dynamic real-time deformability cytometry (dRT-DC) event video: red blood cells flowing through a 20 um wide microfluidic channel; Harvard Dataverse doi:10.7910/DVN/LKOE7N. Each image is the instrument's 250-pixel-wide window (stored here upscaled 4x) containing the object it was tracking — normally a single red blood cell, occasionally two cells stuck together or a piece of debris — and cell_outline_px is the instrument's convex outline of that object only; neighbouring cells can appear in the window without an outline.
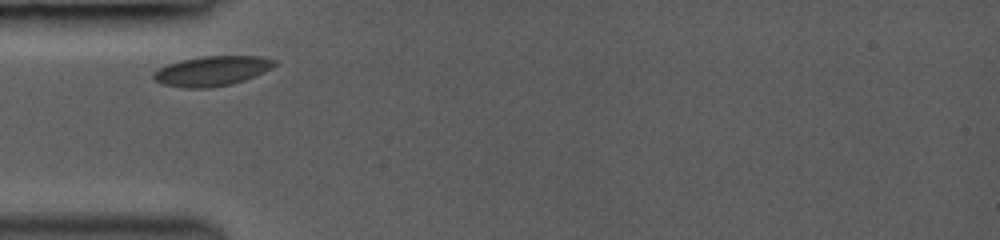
{"species": "common noctule bat (a hibernating species)", "species_latin": "Nyctalus noctula", "temperature_condition": "room temperature", "stored_images_in_passage": 5, "camera_frame_rate_fps": 3000, "um_per_image_px": 0.085, "animal": {"sex": "female", "body_mass_g": 19.0, "forearm_length_mm": 53.3}, "frame": {"image": 1, "passage_image": 1, "time_ms": 0.0, "image_size_px": [1000, 240], "cell_outline_px": [[276, 64], [264, 72], [244, 80], [232, 84], [212, 88], [180, 88], [164, 84], [156, 80], [152, 76], [152, 72], [156, 68], [180, 60], [204, 56], [260, 56], [276, 60]], "centroid_in_image_um": [17.98, 6.04], "position_along_channel_um": 67.0, "area_um2": 21.15}}
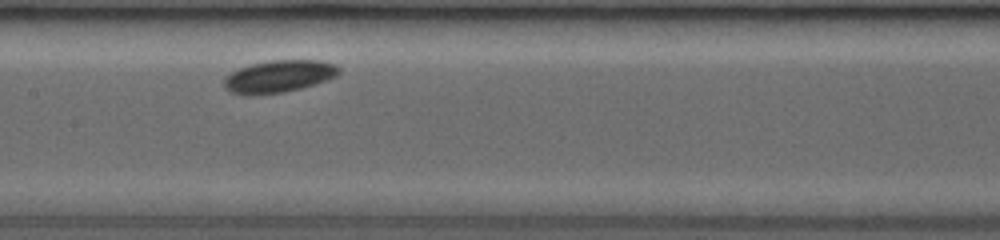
{"frame": {"image": 2, "passage_image": 4, "time_ms": 3.0, "image_size_px": [1000, 240], "cell_outline_px": [[340, 72], [336, 76], [328, 80], [316, 84], [284, 92], [232, 92], [224, 88], [224, 76], [240, 68], [252, 64], [268, 60], [324, 60], [336, 64], [340, 68]], "centroid_in_image_um": [23.8, 6.44], "position_along_channel_um": 183.6, "area_um2": 21.1}}
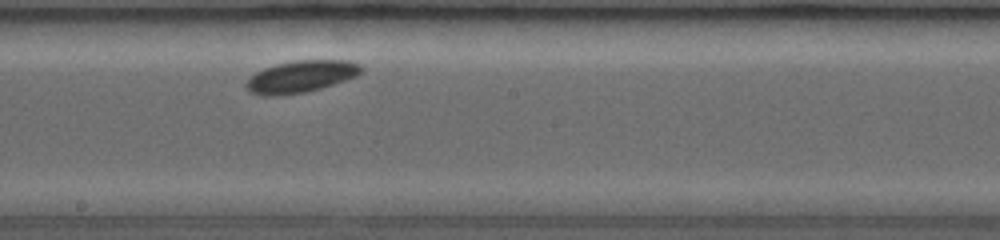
{"frame": {"image": 3, "passage_image": 5, "time_ms": 4.0, "image_size_px": [1000, 240], "cell_outline_px": [[364, 72], [356, 76], [320, 88], [304, 92], [280, 96], [264, 96], [252, 92], [244, 84], [248, 76], [264, 68], [276, 64], [296, 60], [348, 60], [360, 64], [364, 68]], "centroid_in_image_um": [25.58, 6.5], "position_along_channel_um": 222.6, "area_um2": 21.5}}